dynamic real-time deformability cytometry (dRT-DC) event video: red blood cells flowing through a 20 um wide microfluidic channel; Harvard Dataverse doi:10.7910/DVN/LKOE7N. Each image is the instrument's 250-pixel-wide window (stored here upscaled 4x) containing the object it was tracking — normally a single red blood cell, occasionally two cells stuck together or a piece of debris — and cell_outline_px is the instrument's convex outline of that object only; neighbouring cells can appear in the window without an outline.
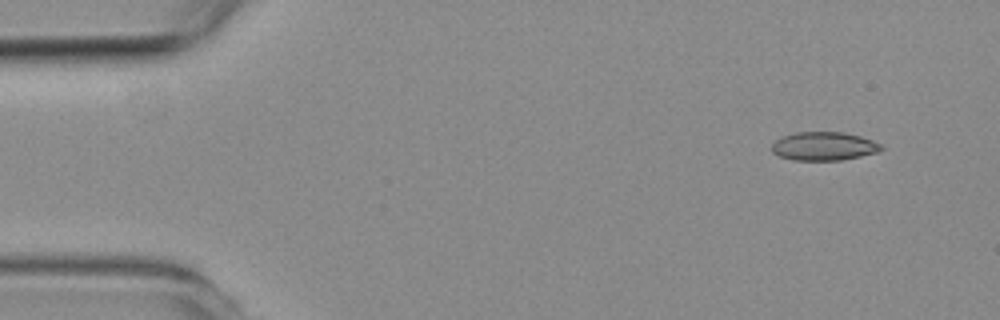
{"species": "common noctule bat (a hibernating species)", "species_latin": "Nyctalus noctula", "temperature_condition": "room temperature", "stored_images_in_passage": 5, "camera_frame_rate_fps": 3000, "um_per_image_px": 0.085, "animal": {"sex": "female", "body_mass_g": 19.3, "forearm_length_mm": 54.1}, "frame": {"image": 1, "passage_image": 2, "time_ms": 1.0, "image_size_px": [1000, 320], "cell_outline_px": [[884, 148], [880, 152], [840, 160], [792, 160], [780, 156], [772, 152], [772, 144], [776, 140], [784, 136], [796, 132], [844, 132], [860, 136], [884, 144]], "centroid_in_image_um": [70.08, 12.43], "position_along_channel_um": 14.9, "area_um2": 18.26}}
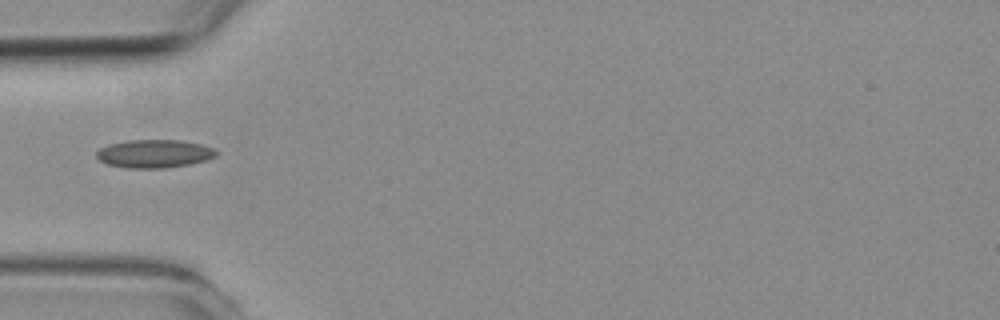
{"frame": {"image": 2, "passage_image": 5, "time_ms": 5.333, "image_size_px": [1000, 320], "cell_outline_px": [[216, 156], [208, 160], [188, 164], [164, 168], [128, 168], [108, 164], [100, 160], [96, 156], [96, 152], [100, 148], [108, 144], [128, 140], [180, 140], [200, 144], [212, 148], [216, 152]], "centroid_in_image_um": [13.09, 13.06], "position_along_channel_um": 71.9, "area_um2": 19.54}}